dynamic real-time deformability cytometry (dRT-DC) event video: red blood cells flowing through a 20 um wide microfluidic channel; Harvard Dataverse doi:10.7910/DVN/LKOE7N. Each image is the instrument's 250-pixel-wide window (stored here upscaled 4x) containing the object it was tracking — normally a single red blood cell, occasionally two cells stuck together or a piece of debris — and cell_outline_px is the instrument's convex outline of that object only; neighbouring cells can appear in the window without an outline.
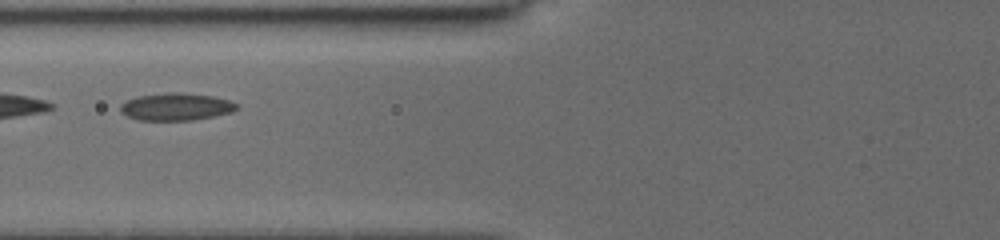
{"species": "common noctule bat (a hibernating species)", "species_latin": "Nyctalus noctula", "temperature_condition": "cold", "stored_images_in_passage": 17, "camera_frame_rate_fps": 3000, "um_per_image_px": 0.085, "animal": {"sex": "female", "body_mass_g": 19.5, "forearm_length_mm": 54.1}, "frame": {"image": 1, "passage_image": 6, "time_ms": 2.333, "image_size_px": [1000, 240], "cell_outline_px": [[240, 108], [232, 112], [192, 120], [140, 120], [128, 116], [120, 112], [120, 104], [136, 96], [164, 92], [180, 92], [212, 96], [228, 100], [236, 104]], "centroid_in_image_um": [14.94, 9.06], "position_along_channel_um": 110.9, "area_um2": 18.55}}
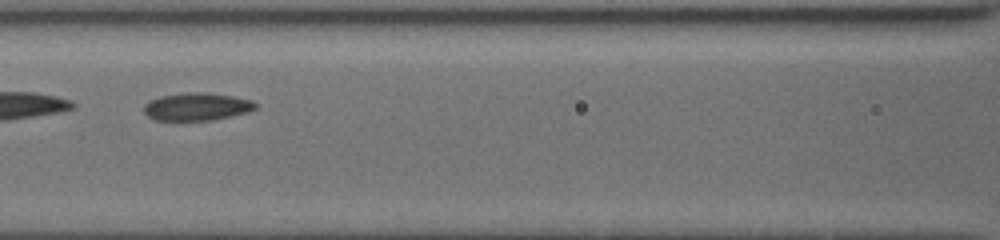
{"frame": {"image": 2, "passage_image": 8, "time_ms": 3.333, "image_size_px": [1000, 240], "cell_outline_px": [[256, 108], [248, 112], [212, 120], [156, 120], [148, 116], [144, 112], [144, 104], [148, 100], [160, 96], [180, 92], [204, 92], [232, 96], [252, 100], [256, 104]], "centroid_in_image_um": [16.69, 9.05], "position_along_channel_um": 149.9, "area_um2": 18.09}}
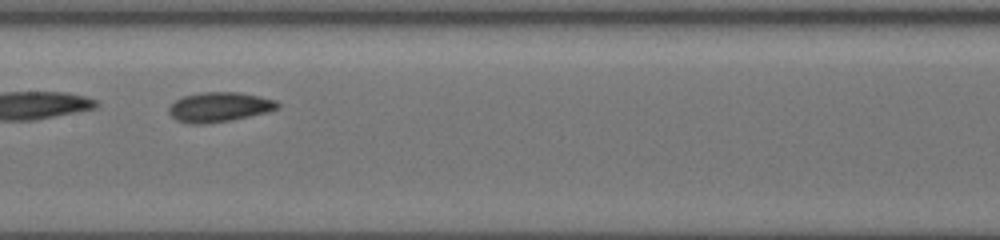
{"frame": {"image": 3, "passage_image": 10, "time_ms": 4.333, "image_size_px": [1000, 240], "cell_outline_px": [[280, 104], [276, 108], [268, 112], [232, 120], [200, 124], [192, 124], [176, 120], [168, 112], [168, 108], [176, 100], [184, 96], [200, 92], [240, 92], [260, 96], [276, 100]], "centroid_in_image_um": [18.64, 9.09], "position_along_channel_um": 188.8, "area_um2": 18.79}}